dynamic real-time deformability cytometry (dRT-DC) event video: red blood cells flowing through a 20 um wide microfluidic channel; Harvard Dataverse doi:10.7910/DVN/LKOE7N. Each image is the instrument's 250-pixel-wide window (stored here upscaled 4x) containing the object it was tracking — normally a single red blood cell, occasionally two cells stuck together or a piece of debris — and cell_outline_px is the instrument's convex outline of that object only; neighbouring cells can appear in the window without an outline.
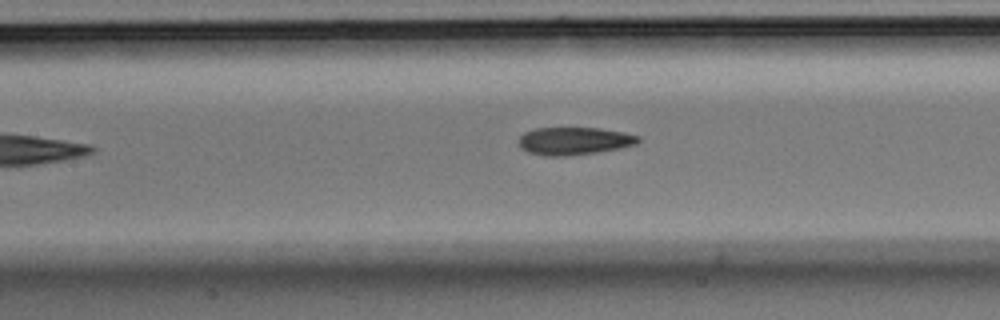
{"species": "Egyptian fruit bat (a non-hibernating species)", "species_latin": "Rousettus aegyptiacus", "temperature_condition": "room temperature", "stored_images_in_passage": 9, "segment_of_instrument_passage": [2, 2], "camera_frame_rate_fps": 3000, "um_per_image_px": 0.085, "animal": {"sex": "male"}, "frame": {"image": 1, "passage_image": 9, "time_ms": 2.667, "image_size_px": [1000, 320], "cell_outline_px": [[640, 140], [636, 144], [620, 148], [596, 152], [564, 156], [544, 156], [528, 152], [520, 148], [520, 136], [524, 132], [536, 128], [600, 128], [624, 132], [640, 136]], "centroid_in_image_um": [48.8, 11.98], "position_along_channel_um": 158.6, "area_um2": 19.25}}